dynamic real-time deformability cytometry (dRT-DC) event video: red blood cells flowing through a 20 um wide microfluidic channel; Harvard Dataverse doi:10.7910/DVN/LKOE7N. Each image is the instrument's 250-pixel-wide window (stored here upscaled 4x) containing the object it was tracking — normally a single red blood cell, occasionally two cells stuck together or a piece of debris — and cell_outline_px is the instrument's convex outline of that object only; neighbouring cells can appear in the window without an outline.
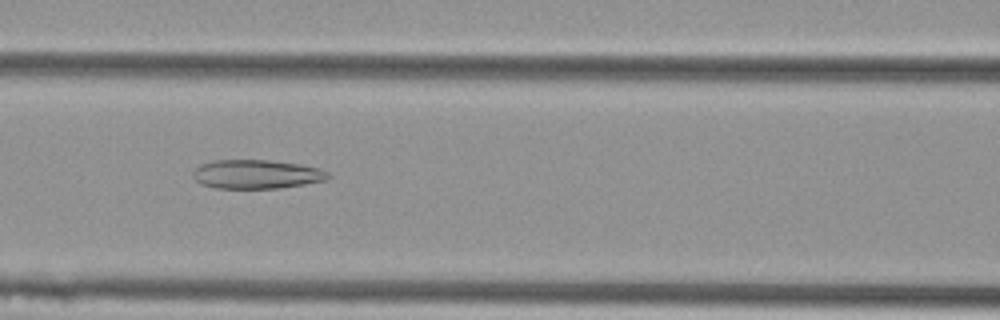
{"species": "Egyptian fruit bat (a non-hibernating species)", "species_latin": "Rousettus aegyptiacus", "temperature_condition": "cold", "stored_images_in_passage": 53, "camera_frame_rate_fps": 3000, "um_per_image_px": 0.085, "animal": {"sex": "female"}, "frame": {"image": 1, "passage_image": 23, "time_ms": 7.333, "image_size_px": [1000, 320], "cell_outline_px": [[332, 176], [328, 180], [280, 188], [216, 188], [200, 184], [192, 176], [192, 172], [200, 164], [212, 160], [268, 160], [300, 164], [320, 168], [328, 172]], "centroid_in_image_um": [21.82, 14.81], "position_along_channel_um": 144.8, "area_um2": 23.0}}
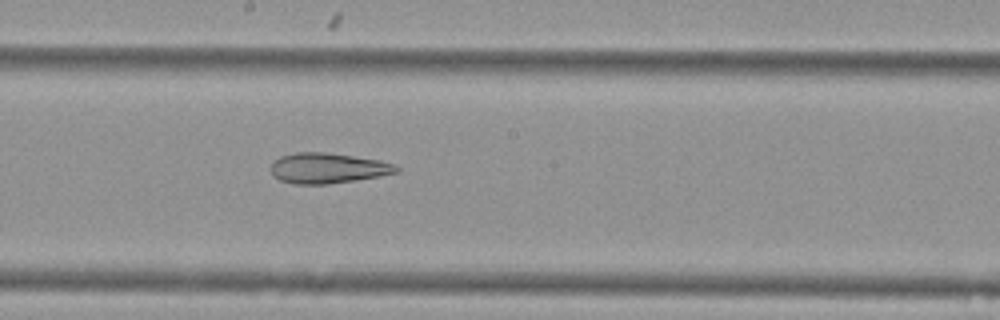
{"frame": {"image": 2, "passage_image": 29, "time_ms": 9.333, "image_size_px": [1000, 320], "cell_outline_px": [[400, 172], [380, 176], [356, 180], [328, 184], [296, 184], [280, 180], [272, 176], [272, 160], [280, 156], [296, 152], [324, 152], [380, 160], [396, 164], [400, 168]], "centroid_in_image_um": [27.88, 14.29], "position_along_channel_um": 220.3, "area_um2": 22.37}}
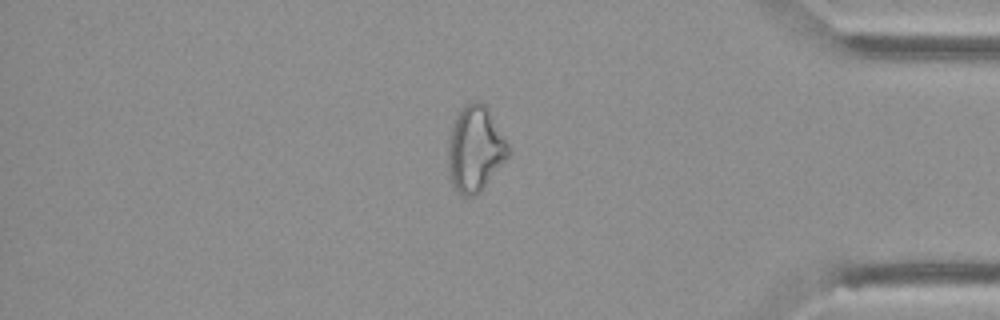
{"frame": {"image": 3, "passage_image": 45, "time_ms": 14.667, "image_size_px": [1000, 320], "cell_outline_px": [[512, 152], [484, 188], [480, 192], [472, 196], [464, 196], [452, 184], [448, 160], [448, 144], [452, 128], [456, 116], [460, 108], [464, 104], [472, 100], [480, 100], [488, 108], [504, 136]], "centroid_in_image_um": [40.42, 12.62], "position_along_channel_um": 394.8, "area_um2": 30.0}, "authors_computed_cell_mechanics": {"area_um2": 29.9982, "velocity_mm_per_s": 3.7995, "shape_relaxation_time_tau1_ms": null, "shape_relaxation_time_tau2_ms": 6.3147, "deformation_change_tau1": null, "deformation_change_tau2": 0.1945}}